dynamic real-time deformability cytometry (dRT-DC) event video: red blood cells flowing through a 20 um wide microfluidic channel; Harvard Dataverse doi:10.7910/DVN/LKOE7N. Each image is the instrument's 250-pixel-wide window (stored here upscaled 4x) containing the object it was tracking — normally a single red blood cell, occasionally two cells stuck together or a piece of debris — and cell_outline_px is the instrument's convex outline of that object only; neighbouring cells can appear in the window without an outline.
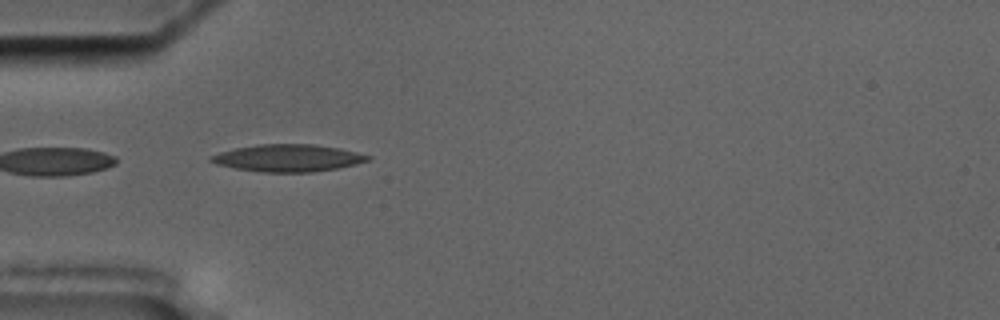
{"species": "common noctule bat (a hibernating species)", "species_latin": "Nyctalus noctula", "temperature_condition": "cold", "stored_images_in_passage": 3, "camera_frame_rate_fps": 3000, "um_per_image_px": 0.085, "animal": {"sex": "male", "body_mass_g": 17.5, "forearm_length_mm": 52.3}, "frame": {"image": 1, "passage_image": 1, "time_ms": 0.0, "image_size_px": [1000, 320], "cell_outline_px": [[372, 156], [368, 160], [356, 164], [336, 168], [312, 172], [264, 172], [236, 168], [216, 164], [208, 160], [208, 156], [220, 152], [236, 148], [256, 144], [316, 144], [340, 148]], "centroid_in_image_um": [24.46, 13.42], "position_along_channel_um": 60.5, "area_um2": 24.8}}